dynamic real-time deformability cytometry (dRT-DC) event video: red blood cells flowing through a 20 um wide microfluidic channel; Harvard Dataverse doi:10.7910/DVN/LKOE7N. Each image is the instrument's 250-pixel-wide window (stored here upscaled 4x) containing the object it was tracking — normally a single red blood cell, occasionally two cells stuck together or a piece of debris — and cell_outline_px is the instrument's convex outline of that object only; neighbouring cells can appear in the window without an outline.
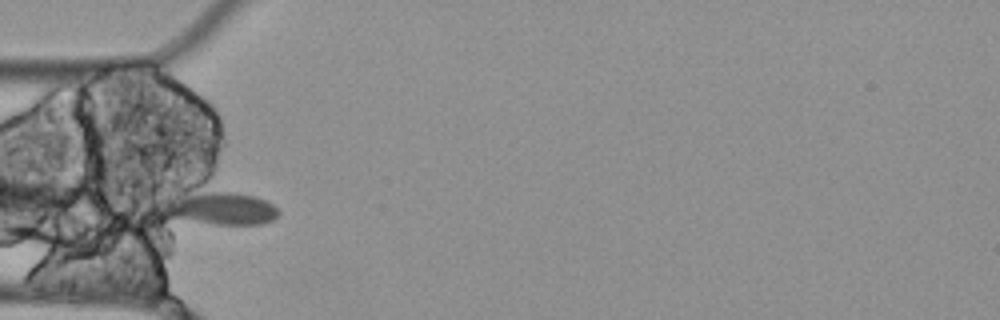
{"species": "Egyptian fruit bat (a non-hibernating species)", "species_latin": "Rousettus aegyptiacus", "temperature_condition": "cold", "stored_images_in_passage": 6, "camera_frame_rate_fps": 3000, "um_per_image_px": 0.085, "animal": {"sex": "female"}, "frame": {"image": 1, "passage_image": 2, "time_ms": 0.333, "image_size_px": [1000, 320], "cell_outline_px": [[280, 212], [272, 220], [260, 224], [216, 224], [168, 216], [160, 204], [160, 200], [168, 196], [212, 192], [232, 192], [256, 196], [272, 204]], "centroid_in_image_um": [18.7, 17.69], "position_along_channel_um": 66.3, "area_um2": 21.73}}
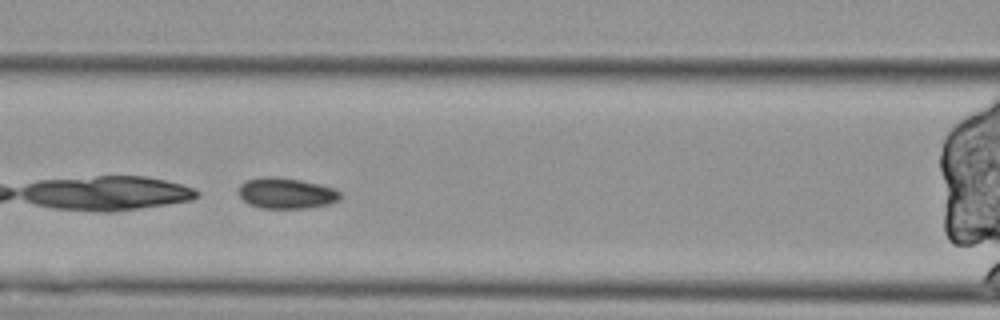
{"frame": {"image": 2, "passage_image": 4, "time_ms": 1.0, "image_size_px": [1000, 320], "cell_outline_px": [[340, 200], [332, 204], [308, 208], [260, 208], [248, 204], [240, 196], [240, 184], [244, 180], [260, 176], [272, 176], [300, 180], [332, 188], [340, 192]], "centroid_in_image_um": [24.31, 16.43], "position_along_channel_um": 142.3, "area_um2": 18.32}}
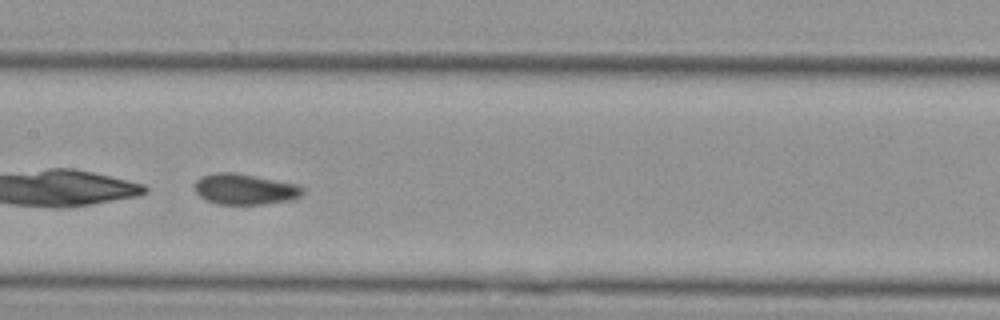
{"frame": {"image": 3, "passage_image": 5, "time_ms": 1.333, "image_size_px": [1000, 320], "cell_outline_px": [[304, 192], [300, 196], [292, 200], [264, 204], [216, 204], [200, 196], [196, 192], [196, 180], [200, 176], [216, 172], [232, 172], [296, 184], [304, 188]], "centroid_in_image_um": [20.81, 16.08], "position_along_channel_um": 186.6, "area_um2": 19.19}}